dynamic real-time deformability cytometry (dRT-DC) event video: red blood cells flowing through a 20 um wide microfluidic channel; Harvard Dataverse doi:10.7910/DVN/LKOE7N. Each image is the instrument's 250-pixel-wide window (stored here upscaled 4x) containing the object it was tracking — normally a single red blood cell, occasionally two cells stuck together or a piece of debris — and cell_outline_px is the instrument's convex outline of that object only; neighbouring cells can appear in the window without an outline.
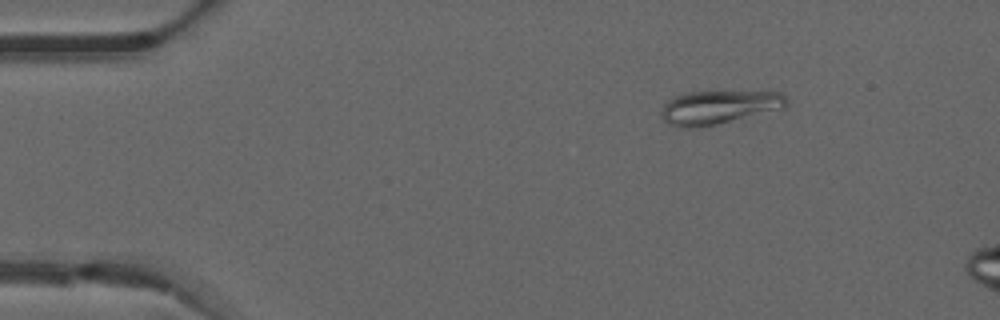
{"species": "common noctule bat (a hibernating species)", "species_latin": "Nyctalus noctula", "temperature_condition": "warm", "stored_images_in_passage": 8, "camera_frame_rate_fps": 3000, "um_per_image_px": 0.085, "animal": {"sex": "male", "forearm_length_mm": 52.5}, "frame": {"image": 1, "passage_image": 2, "time_ms": 0.333, "image_size_px": [1000, 320], "cell_outline_px": [[788, 104], [784, 108], [716, 124], [692, 128], [680, 128], [668, 124], [660, 116], [660, 112], [664, 104], [668, 100], [684, 92], [780, 92], [788, 100]], "centroid_in_image_um": [61.05, 9.12], "position_along_channel_um": 23.9, "area_um2": 24.33}}